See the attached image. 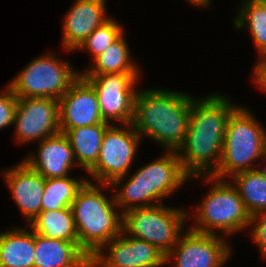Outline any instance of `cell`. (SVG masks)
I'll use <instances>...</instances> for the list:
<instances>
[{"label":"cell","mask_w":266,"mask_h":267,"mask_svg":"<svg viewBox=\"0 0 266 267\" xmlns=\"http://www.w3.org/2000/svg\"><path fill=\"white\" fill-rule=\"evenodd\" d=\"M128 177L116 178L109 184V189L115 190L111 191L115 192V202L122 213L162 204L165 198L191 181L176 151H165L162 156L138 168Z\"/></svg>","instance_id":"cell-3"},{"label":"cell","mask_w":266,"mask_h":267,"mask_svg":"<svg viewBox=\"0 0 266 267\" xmlns=\"http://www.w3.org/2000/svg\"><path fill=\"white\" fill-rule=\"evenodd\" d=\"M194 98L160 87L138 89L131 124L141 138H150L165 151H177L186 137Z\"/></svg>","instance_id":"cell-2"},{"label":"cell","mask_w":266,"mask_h":267,"mask_svg":"<svg viewBox=\"0 0 266 267\" xmlns=\"http://www.w3.org/2000/svg\"><path fill=\"white\" fill-rule=\"evenodd\" d=\"M141 136L132 124L109 125L103 136L96 164L87 172L88 181L111 184L116 178L128 175L138 151Z\"/></svg>","instance_id":"cell-9"},{"label":"cell","mask_w":266,"mask_h":267,"mask_svg":"<svg viewBox=\"0 0 266 267\" xmlns=\"http://www.w3.org/2000/svg\"><path fill=\"white\" fill-rule=\"evenodd\" d=\"M56 55L47 51L44 55L37 56L8 82L7 85L17 98L40 97L59 100L80 77L81 71L75 70L68 60L64 61Z\"/></svg>","instance_id":"cell-8"},{"label":"cell","mask_w":266,"mask_h":267,"mask_svg":"<svg viewBox=\"0 0 266 267\" xmlns=\"http://www.w3.org/2000/svg\"><path fill=\"white\" fill-rule=\"evenodd\" d=\"M109 18L98 28H96L76 49L77 51L89 52L90 60H94L107 47L116 41L125 31L122 24L117 20Z\"/></svg>","instance_id":"cell-26"},{"label":"cell","mask_w":266,"mask_h":267,"mask_svg":"<svg viewBox=\"0 0 266 267\" xmlns=\"http://www.w3.org/2000/svg\"><path fill=\"white\" fill-rule=\"evenodd\" d=\"M13 125V138L21 145L31 141L40 142L59 133V100L40 97L18 98Z\"/></svg>","instance_id":"cell-12"},{"label":"cell","mask_w":266,"mask_h":267,"mask_svg":"<svg viewBox=\"0 0 266 267\" xmlns=\"http://www.w3.org/2000/svg\"><path fill=\"white\" fill-rule=\"evenodd\" d=\"M190 179L205 180L203 183L210 184L202 202L195 205V224L189 227L191 230L229 237L248 229L251 215L230 180L214 176H197Z\"/></svg>","instance_id":"cell-5"},{"label":"cell","mask_w":266,"mask_h":267,"mask_svg":"<svg viewBox=\"0 0 266 267\" xmlns=\"http://www.w3.org/2000/svg\"><path fill=\"white\" fill-rule=\"evenodd\" d=\"M250 108L239 105L230 115L220 163L212 175L229 179L239 172L257 169L266 148V129ZM257 164V167L254 165Z\"/></svg>","instance_id":"cell-6"},{"label":"cell","mask_w":266,"mask_h":267,"mask_svg":"<svg viewBox=\"0 0 266 267\" xmlns=\"http://www.w3.org/2000/svg\"><path fill=\"white\" fill-rule=\"evenodd\" d=\"M37 153L22 159L29 167L47 178L71 176L78 166L68 137L59 132L38 142Z\"/></svg>","instance_id":"cell-17"},{"label":"cell","mask_w":266,"mask_h":267,"mask_svg":"<svg viewBox=\"0 0 266 267\" xmlns=\"http://www.w3.org/2000/svg\"><path fill=\"white\" fill-rule=\"evenodd\" d=\"M34 256L32 229L17 226L0 233V267H34Z\"/></svg>","instance_id":"cell-20"},{"label":"cell","mask_w":266,"mask_h":267,"mask_svg":"<svg viewBox=\"0 0 266 267\" xmlns=\"http://www.w3.org/2000/svg\"><path fill=\"white\" fill-rule=\"evenodd\" d=\"M165 255L152 244L122 233L103 245L90 267H163Z\"/></svg>","instance_id":"cell-13"},{"label":"cell","mask_w":266,"mask_h":267,"mask_svg":"<svg viewBox=\"0 0 266 267\" xmlns=\"http://www.w3.org/2000/svg\"><path fill=\"white\" fill-rule=\"evenodd\" d=\"M123 33L116 41L97 56L81 75H102L105 73L141 74L131 57L132 51Z\"/></svg>","instance_id":"cell-21"},{"label":"cell","mask_w":266,"mask_h":267,"mask_svg":"<svg viewBox=\"0 0 266 267\" xmlns=\"http://www.w3.org/2000/svg\"><path fill=\"white\" fill-rule=\"evenodd\" d=\"M109 125L102 122L91 126L60 128V132L69 139L78 167L86 173L98 160L104 132Z\"/></svg>","instance_id":"cell-19"},{"label":"cell","mask_w":266,"mask_h":267,"mask_svg":"<svg viewBox=\"0 0 266 267\" xmlns=\"http://www.w3.org/2000/svg\"><path fill=\"white\" fill-rule=\"evenodd\" d=\"M257 61L254 64V68L252 71V82L255 83L256 87L263 90L266 93V60L257 57Z\"/></svg>","instance_id":"cell-29"},{"label":"cell","mask_w":266,"mask_h":267,"mask_svg":"<svg viewBox=\"0 0 266 267\" xmlns=\"http://www.w3.org/2000/svg\"><path fill=\"white\" fill-rule=\"evenodd\" d=\"M34 267H90V256L79 246L34 232Z\"/></svg>","instance_id":"cell-18"},{"label":"cell","mask_w":266,"mask_h":267,"mask_svg":"<svg viewBox=\"0 0 266 267\" xmlns=\"http://www.w3.org/2000/svg\"><path fill=\"white\" fill-rule=\"evenodd\" d=\"M229 180L251 216L266 210V178L258 169L236 173Z\"/></svg>","instance_id":"cell-24"},{"label":"cell","mask_w":266,"mask_h":267,"mask_svg":"<svg viewBox=\"0 0 266 267\" xmlns=\"http://www.w3.org/2000/svg\"><path fill=\"white\" fill-rule=\"evenodd\" d=\"M106 4V0H75L72 3L62 20L61 48L66 53L76 51L96 28L110 18Z\"/></svg>","instance_id":"cell-16"},{"label":"cell","mask_w":266,"mask_h":267,"mask_svg":"<svg viewBox=\"0 0 266 267\" xmlns=\"http://www.w3.org/2000/svg\"><path fill=\"white\" fill-rule=\"evenodd\" d=\"M263 159V161H265V159H266V148L264 149V151H263V154H262V156H261V160ZM262 174H263V176L266 178V167H264V168H257Z\"/></svg>","instance_id":"cell-31"},{"label":"cell","mask_w":266,"mask_h":267,"mask_svg":"<svg viewBox=\"0 0 266 267\" xmlns=\"http://www.w3.org/2000/svg\"><path fill=\"white\" fill-rule=\"evenodd\" d=\"M233 24L237 30L247 28L256 53L261 57L266 52V3L262 0H241Z\"/></svg>","instance_id":"cell-23"},{"label":"cell","mask_w":266,"mask_h":267,"mask_svg":"<svg viewBox=\"0 0 266 267\" xmlns=\"http://www.w3.org/2000/svg\"><path fill=\"white\" fill-rule=\"evenodd\" d=\"M87 181V177L76 178V176L47 178L42 197V211L71 207L77 193Z\"/></svg>","instance_id":"cell-25"},{"label":"cell","mask_w":266,"mask_h":267,"mask_svg":"<svg viewBox=\"0 0 266 267\" xmlns=\"http://www.w3.org/2000/svg\"><path fill=\"white\" fill-rule=\"evenodd\" d=\"M250 238L261 253V258L266 259V210L251 216L249 223Z\"/></svg>","instance_id":"cell-28"},{"label":"cell","mask_w":266,"mask_h":267,"mask_svg":"<svg viewBox=\"0 0 266 267\" xmlns=\"http://www.w3.org/2000/svg\"><path fill=\"white\" fill-rule=\"evenodd\" d=\"M224 238L187 227L165 256V264L175 260L172 267H224L233 252V247Z\"/></svg>","instance_id":"cell-11"},{"label":"cell","mask_w":266,"mask_h":267,"mask_svg":"<svg viewBox=\"0 0 266 267\" xmlns=\"http://www.w3.org/2000/svg\"><path fill=\"white\" fill-rule=\"evenodd\" d=\"M109 184L87 181L71 205L79 246L92 257L103 245L122 233L123 213L115 196H106Z\"/></svg>","instance_id":"cell-4"},{"label":"cell","mask_w":266,"mask_h":267,"mask_svg":"<svg viewBox=\"0 0 266 267\" xmlns=\"http://www.w3.org/2000/svg\"><path fill=\"white\" fill-rule=\"evenodd\" d=\"M260 58L266 60V52Z\"/></svg>","instance_id":"cell-32"},{"label":"cell","mask_w":266,"mask_h":267,"mask_svg":"<svg viewBox=\"0 0 266 267\" xmlns=\"http://www.w3.org/2000/svg\"><path fill=\"white\" fill-rule=\"evenodd\" d=\"M28 226L33 232L47 238L79 243L71 207L41 211Z\"/></svg>","instance_id":"cell-22"},{"label":"cell","mask_w":266,"mask_h":267,"mask_svg":"<svg viewBox=\"0 0 266 267\" xmlns=\"http://www.w3.org/2000/svg\"><path fill=\"white\" fill-rule=\"evenodd\" d=\"M95 90L104 122L130 124L141 74L81 75ZM138 83V84H137ZM136 88V89H135Z\"/></svg>","instance_id":"cell-10"},{"label":"cell","mask_w":266,"mask_h":267,"mask_svg":"<svg viewBox=\"0 0 266 267\" xmlns=\"http://www.w3.org/2000/svg\"><path fill=\"white\" fill-rule=\"evenodd\" d=\"M16 165V166H15ZM9 169L2 170L5 185L12 199L26 220V227L42 211V197L46 179L23 160Z\"/></svg>","instance_id":"cell-14"},{"label":"cell","mask_w":266,"mask_h":267,"mask_svg":"<svg viewBox=\"0 0 266 267\" xmlns=\"http://www.w3.org/2000/svg\"><path fill=\"white\" fill-rule=\"evenodd\" d=\"M229 99L217 91L192 101L186 137L176 151L190 178L212 176L218 169L227 122L239 106Z\"/></svg>","instance_id":"cell-1"},{"label":"cell","mask_w":266,"mask_h":267,"mask_svg":"<svg viewBox=\"0 0 266 267\" xmlns=\"http://www.w3.org/2000/svg\"><path fill=\"white\" fill-rule=\"evenodd\" d=\"M102 122L95 90L80 75L59 98V128L91 126Z\"/></svg>","instance_id":"cell-15"},{"label":"cell","mask_w":266,"mask_h":267,"mask_svg":"<svg viewBox=\"0 0 266 267\" xmlns=\"http://www.w3.org/2000/svg\"><path fill=\"white\" fill-rule=\"evenodd\" d=\"M188 211L164 203L130 209L123 213L122 231L152 244L166 256L187 229L186 221L192 215Z\"/></svg>","instance_id":"cell-7"},{"label":"cell","mask_w":266,"mask_h":267,"mask_svg":"<svg viewBox=\"0 0 266 267\" xmlns=\"http://www.w3.org/2000/svg\"><path fill=\"white\" fill-rule=\"evenodd\" d=\"M189 4L196 6L197 8L210 7L213 0H186Z\"/></svg>","instance_id":"cell-30"},{"label":"cell","mask_w":266,"mask_h":267,"mask_svg":"<svg viewBox=\"0 0 266 267\" xmlns=\"http://www.w3.org/2000/svg\"><path fill=\"white\" fill-rule=\"evenodd\" d=\"M3 89L0 90V130L13 125L18 99L8 85Z\"/></svg>","instance_id":"cell-27"}]
</instances>
